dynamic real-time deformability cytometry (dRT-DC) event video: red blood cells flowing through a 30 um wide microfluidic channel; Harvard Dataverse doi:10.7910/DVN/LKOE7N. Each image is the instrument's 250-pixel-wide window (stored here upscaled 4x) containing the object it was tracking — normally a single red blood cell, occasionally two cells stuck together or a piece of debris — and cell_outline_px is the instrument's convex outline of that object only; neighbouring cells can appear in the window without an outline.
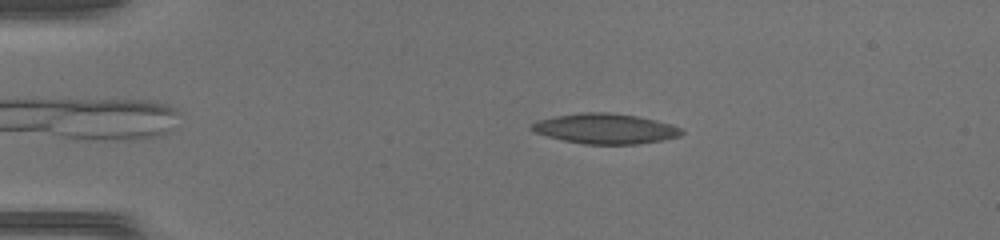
{"species": "common noctule bat (a hibernating species)", "species_latin": "Nyctalus noctula", "temperature_condition": "warm", "stored_images_in_passage": 48, "camera_frame_rate_fps": 3000, "um_per_image_px": 0.085, "animal": {"sex": "female", "body_mass_g": 17.0, "forearm_length_mm": 48.0}, "frame": {"image": 1, "passage_image": 10, "time_ms": 3.0, "image_size_px": [1000, 240], "cell_outline_px": [[684, 132], [680, 136], [660, 140], [636, 144], [584, 144], [564, 140], [548, 136], [536, 132], [528, 128], [532, 124], [540, 120], [556, 116], [584, 112], [608, 112], [636, 116], [656, 120], [672, 124], [680, 128]], "centroid_in_image_um": [51.47, 10.93], "position_along_channel_um": 33.5, "area_um2": 26.07}}
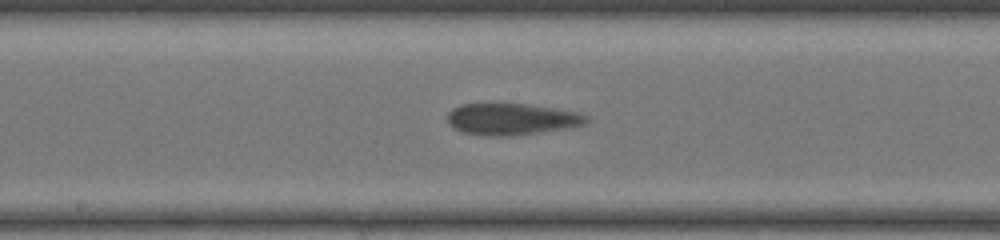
{"frame": {"image": 2, "passage_image": 26, "time_ms": 8.333, "image_size_px": [1000, 240], "cell_outline_px": [[588, 120], [584, 124], [572, 128], [508, 136], [488, 136], [464, 132], [448, 124], [448, 112], [452, 108], [460, 104], [528, 104], [576, 112], [588, 116]], "centroid_in_image_um": [43.49, 10.13], "position_along_channel_um": 204.7, "area_um2": 25.43}}
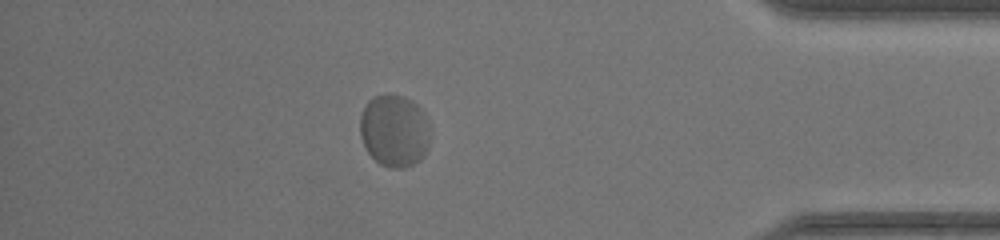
{"frame": {"image": 3, "passage_image": 42, "time_ms": 13.667, "image_size_px": [1000, 240], "cell_outline_px": [[428, 148], [424, 156], [420, 160], [404, 168], [392, 168], [380, 164], [368, 152], [360, 136], [360, 116], [368, 100], [372, 96], [400, 96], [416, 104], [420, 108], [428, 124]], "centroid_in_image_um": [33.5, 11.14], "position_along_channel_um": 401.7, "area_um2": 29.07}}